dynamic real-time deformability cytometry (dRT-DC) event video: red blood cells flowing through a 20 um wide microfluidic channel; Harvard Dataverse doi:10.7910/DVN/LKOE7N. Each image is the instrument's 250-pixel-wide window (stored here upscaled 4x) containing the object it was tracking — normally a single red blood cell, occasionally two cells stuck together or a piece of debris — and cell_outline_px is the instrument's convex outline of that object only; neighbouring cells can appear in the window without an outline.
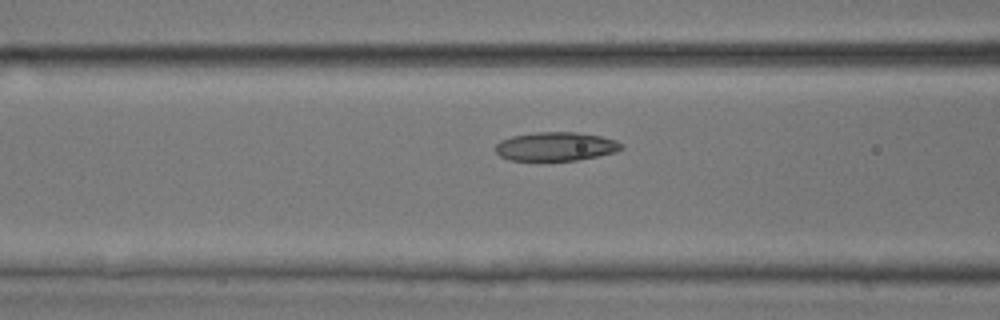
{"species": "common noctule bat (a hibernating species)", "species_latin": "Nyctalus noctula", "temperature_condition": "room temperature", "stored_images_in_passage": 38, "camera_frame_rate_fps": 3000, "um_per_image_px": 0.085, "animal": {"sex": "male", "body_mass_g": 17.9, "forearm_length_mm": 54.2}, "frame": {"image": 1, "passage_image": 10, "time_ms": 3.0, "image_size_px": [1000, 320], "cell_outline_px": [[624, 148], [616, 152], [576, 160], [508, 160], [500, 156], [492, 148], [500, 140], [512, 136], [536, 132], [576, 132], [600, 136], [616, 140], [624, 144]], "centroid_in_image_um": [47.22, 12.44], "position_along_channel_um": 119.4, "area_um2": 21.21}}
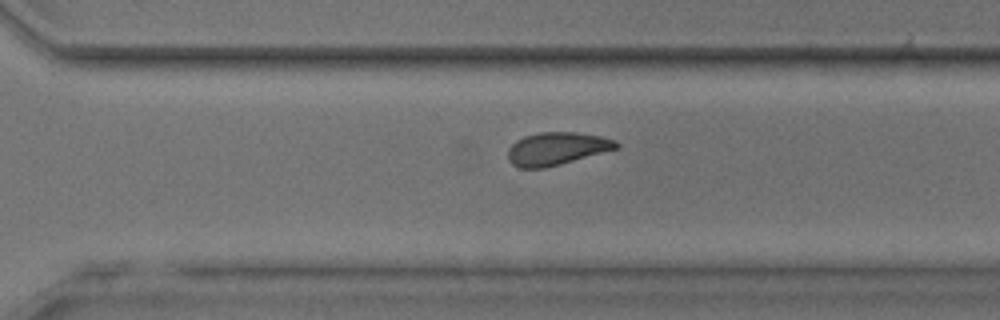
{"frame": {"image": 2, "passage_image": 24, "time_ms": 7.667, "image_size_px": [1000, 320], "cell_outline_px": [[620, 148], [560, 164], [544, 168], [520, 168], [512, 164], [508, 160], [508, 148], [516, 140], [524, 136], [540, 132], [576, 132], [600, 136], [616, 140], [620, 144]], "centroid_in_image_um": [47.33, 12.63], "position_along_channel_um": 323.3, "area_um2": 20.81}}
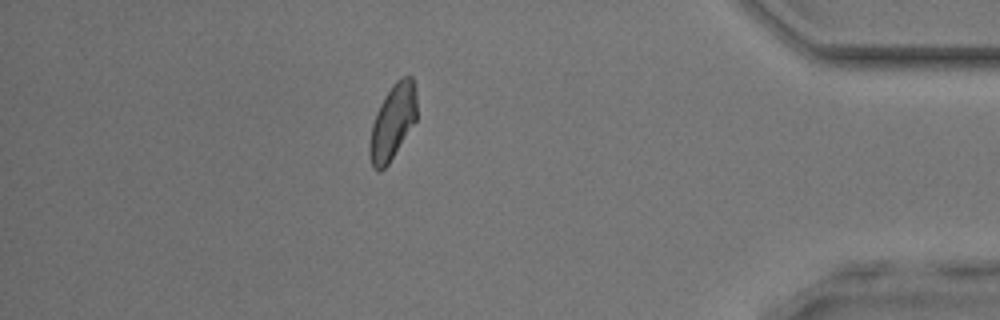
{"frame": {"image": 3, "passage_image": 32, "time_ms": 10.333, "image_size_px": [1000, 320], "cell_outline_px": [[416, 120], [388, 164], [380, 172], [376, 172], [372, 168], [368, 152], [368, 144], [372, 124], [376, 112], [384, 96], [392, 84], [400, 76], [412, 76], [416, 92]], "centroid_in_image_um": [33.34, 10.38], "position_along_channel_um": 401.9, "area_um2": 20.81}}